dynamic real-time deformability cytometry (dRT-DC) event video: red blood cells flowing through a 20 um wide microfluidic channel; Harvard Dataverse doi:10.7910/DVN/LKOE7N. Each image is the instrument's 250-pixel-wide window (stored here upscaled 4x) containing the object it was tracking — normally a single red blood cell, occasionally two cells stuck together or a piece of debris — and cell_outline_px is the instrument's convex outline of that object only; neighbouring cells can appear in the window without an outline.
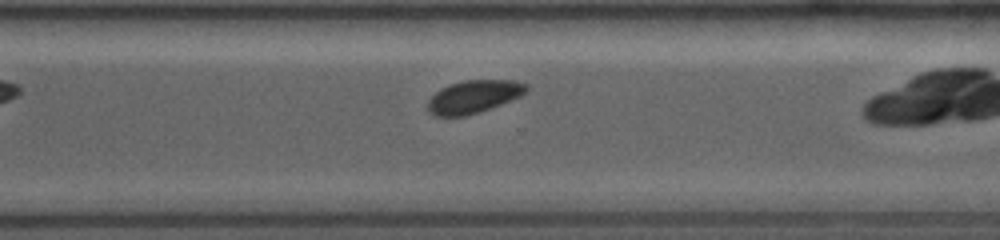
{"species": "common noctule bat (a hibernating species)", "species_latin": "Nyctalus noctula", "temperature_condition": "room temperature", "stored_images_in_passage": 35, "camera_frame_rate_fps": 4000, "um_per_image_px": 0.085, "animal": {"sex": "female", "body_mass_g": 19.0, "forearm_length_mm": 53.3}, "frame": {"image": 1, "passage_image": 26, "time_ms": 6.25, "image_size_px": [1000, 240], "cell_outline_px": [[528, 88], [520, 96], [500, 104], [464, 116], [436, 116], [428, 112], [428, 100], [440, 88], [448, 84], [464, 80], [516, 80], [528, 84]], "centroid_in_image_um": [40.24, 8.19], "position_along_channel_um": 330.4, "area_um2": 18.67}}